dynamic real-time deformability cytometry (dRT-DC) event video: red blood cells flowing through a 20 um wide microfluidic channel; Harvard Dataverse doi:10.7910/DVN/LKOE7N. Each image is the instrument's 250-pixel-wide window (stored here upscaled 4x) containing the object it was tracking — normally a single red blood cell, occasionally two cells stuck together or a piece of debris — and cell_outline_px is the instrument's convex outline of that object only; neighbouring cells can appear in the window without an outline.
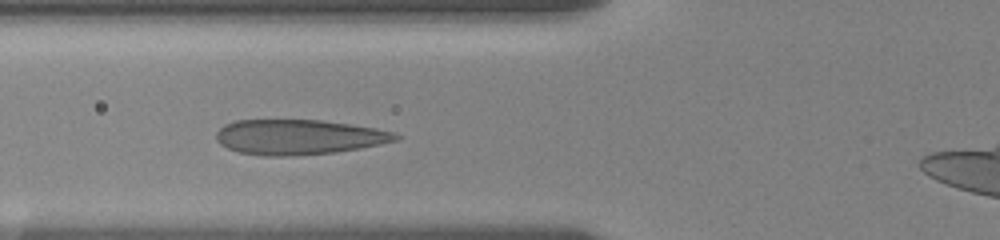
{"species": "human", "species_latin": "Homo sapiens", "temperature_condition": "room temperature", "stored_images_in_passage": 13, "camera_frame_rate_fps": 3000, "um_per_image_px": 0.085, "donor": {"sex": "female"}, "frame": {"image": 1, "passage_image": 8, "time_ms": 4.667, "image_size_px": [1000, 240], "cell_outline_px": [[400, 136], [396, 140], [380, 144], [360, 148], [336, 152], [292, 156], [264, 156], [240, 152], [228, 148], [220, 144], [216, 140], [216, 132], [224, 124], [236, 120], [320, 120], [376, 128], [396, 132]], "centroid_in_image_um": [25.37, 11.65], "position_along_channel_um": 100.4, "area_um2": 36.65}}
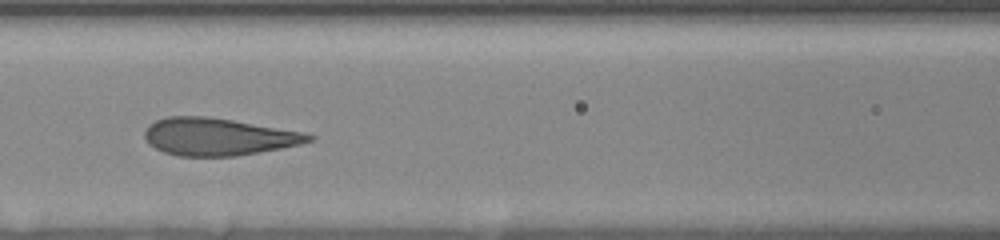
{"frame": {"image": 2, "passage_image": 10, "time_ms": 6.0, "image_size_px": [1000, 240], "cell_outline_px": [[316, 140], [300, 144], [260, 152], [236, 156], [176, 156], [164, 152], [148, 144], [144, 136], [144, 132], [148, 124], [156, 120], [168, 116], [208, 116], [304, 132], [316, 136]], "centroid_in_image_um": [18.54, 11.62], "position_along_channel_um": 148.1, "area_um2": 35.89}}
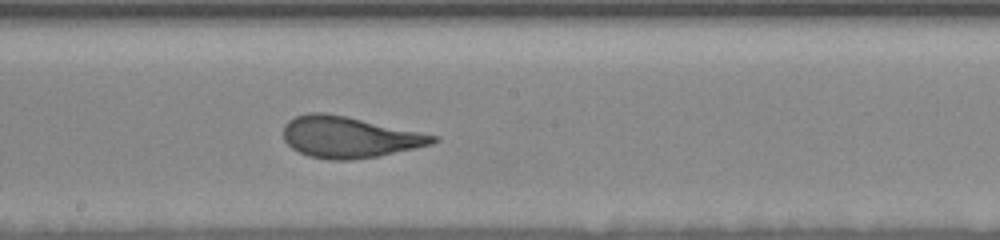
{"frame": {"image": 3, "passage_image": 13, "time_ms": 8.0, "image_size_px": [1000, 240], "cell_outline_px": [[440, 140], [432, 144], [380, 156], [352, 160], [328, 160], [308, 156], [292, 148], [284, 140], [284, 124], [288, 120], [296, 116], [308, 112], [324, 112], [344, 116], [440, 136]], "centroid_in_image_um": [29.68, 11.66], "position_along_channel_um": 218.5, "area_um2": 35.95}}